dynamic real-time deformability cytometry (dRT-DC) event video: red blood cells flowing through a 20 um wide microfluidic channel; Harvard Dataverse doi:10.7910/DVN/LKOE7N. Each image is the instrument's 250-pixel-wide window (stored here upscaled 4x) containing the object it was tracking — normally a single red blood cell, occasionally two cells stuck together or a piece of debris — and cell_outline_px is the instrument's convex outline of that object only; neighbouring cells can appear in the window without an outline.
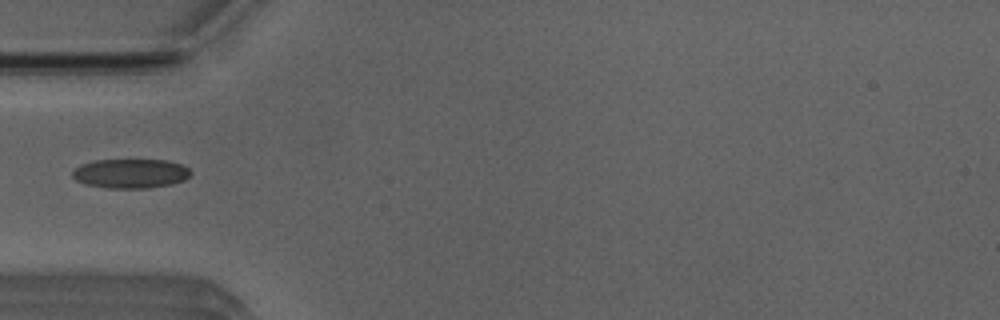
{"species": "Egyptian fruit bat (a non-hibernating species)", "species_latin": "Rousettus aegyptiacus", "temperature_condition": "room temperature", "stored_images_in_passage": 6, "camera_frame_rate_fps": 3000, "um_per_image_px": 0.085, "animal": {"sex": "male"}, "frame": {"image": 1, "passage_image": 1, "time_ms": 0.0, "image_size_px": [1000, 320], "cell_outline_px": [[192, 172], [184, 180], [172, 184], [148, 188], [108, 188], [84, 184], [76, 180], [72, 176], [72, 172], [80, 164], [96, 160], [168, 160], [180, 164], [188, 168]], "centroid_in_image_um": [11.09, 14.75], "position_along_channel_um": 73.9, "area_um2": 20.23}}